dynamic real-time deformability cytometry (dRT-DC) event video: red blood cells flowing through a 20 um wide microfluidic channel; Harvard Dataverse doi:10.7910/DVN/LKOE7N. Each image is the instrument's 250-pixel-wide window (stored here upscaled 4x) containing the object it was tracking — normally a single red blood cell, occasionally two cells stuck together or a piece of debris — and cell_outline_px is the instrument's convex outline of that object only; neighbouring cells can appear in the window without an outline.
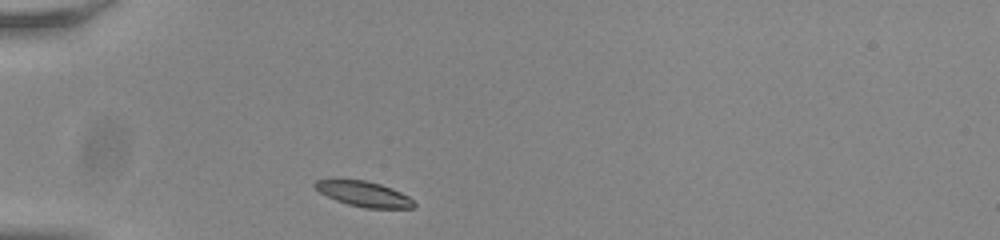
{"species": "common noctule bat (a hibernating species)", "species_latin": "Nyctalus noctula", "temperature_condition": "room temperature", "stored_images_in_passage": 33, "camera_frame_rate_fps": 3000, "um_per_image_px": 0.085, "animal": {"sex": "male", "body_mass_g": 20.0, "forearm_length_mm": 53.3}, "frame": {"image": 1, "passage_image": 1, "time_ms": 0.0, "image_size_px": [1000, 240], "cell_outline_px": [[416, 204], [412, 208], [364, 208], [348, 204], [336, 200], [320, 192], [312, 184], [316, 180], [364, 180], [380, 184], [392, 188], [408, 196]], "centroid_in_image_um": [30.94, 16.49], "position_along_channel_um": 54.1, "area_um2": 14.33}}
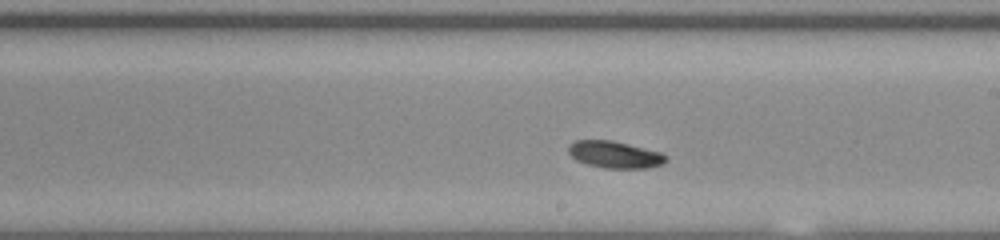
{"frame": {"image": 2, "passage_image": 17, "time_ms": 5.333, "image_size_px": [1000, 240], "cell_outline_px": [[668, 160], [664, 164], [648, 168], [604, 168], [588, 164], [576, 160], [568, 152], [568, 144], [576, 140], [612, 140], [660, 152], [668, 156]], "centroid_in_image_um": [52.27, 13.14], "position_along_channel_um": 236.7, "area_um2": 15.37}}
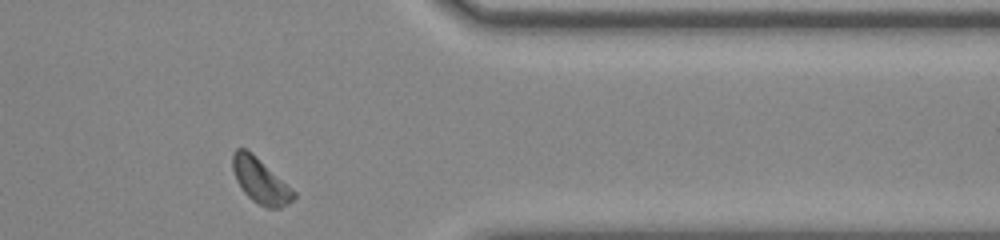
{"frame": {"image": 3, "passage_image": 30, "time_ms": 9.667, "image_size_px": [1000, 240], "cell_outline_px": [[296, 196], [288, 204], [280, 208], [268, 208], [252, 200], [244, 192], [236, 180], [232, 168], [232, 152], [236, 148], [244, 148], [296, 192]], "centroid_in_image_um": [22.11, 15.39], "position_along_channel_um": 389.3, "area_um2": 15.43}, "authors_computed_cell_mechanics": {"area_um2": 15.5482, "velocity_mm_per_s": 3.764, "shape_relaxation_time_tau1_ms": 3.3863, "shape_relaxation_time_tau2_ms": null, "deformation_change_tau1": 0.0736, "deformation_change_tau2": null}}